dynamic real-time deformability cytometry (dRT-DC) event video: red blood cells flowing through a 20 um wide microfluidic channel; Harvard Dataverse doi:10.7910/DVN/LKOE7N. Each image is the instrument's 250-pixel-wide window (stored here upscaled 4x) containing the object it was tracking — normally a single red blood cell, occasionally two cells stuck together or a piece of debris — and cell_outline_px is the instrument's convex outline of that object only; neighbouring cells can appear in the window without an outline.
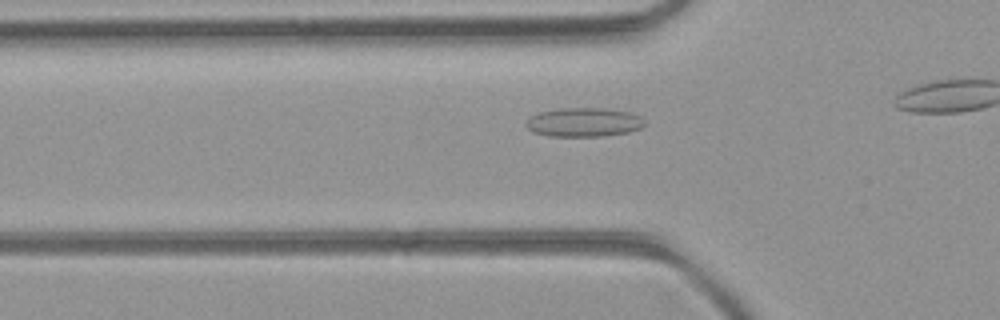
{"species": "common noctule bat (a hibernating species)", "species_latin": "Nyctalus noctula", "temperature_condition": "room temperature", "stored_images_in_passage": 26, "camera_frame_rate_fps": 3000, "um_per_image_px": 0.085, "animal": {"sex": "female", "body_mass_g": 21.9}, "frame": {"image": 1, "passage_image": 4, "time_ms": 1.0, "image_size_px": [1000, 320], "cell_outline_px": [[644, 124], [640, 128], [628, 132], [600, 136], [548, 136], [536, 132], [528, 128], [524, 124], [536, 112], [560, 108], [604, 108], [628, 112], [640, 116], [644, 120]], "centroid_in_image_um": [49.6, 10.38], "position_along_channel_um": 76.2, "area_um2": 19.88}}
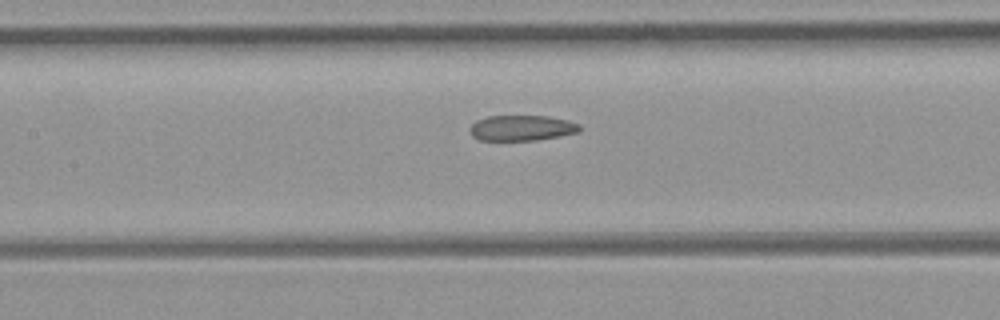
{"frame": {"image": 2, "passage_image": 10, "time_ms": 3.0, "image_size_px": [1000, 320], "cell_outline_px": [[580, 128], [576, 132], [536, 140], [480, 140], [472, 136], [468, 128], [476, 120], [488, 116], [548, 116], [568, 120], [580, 124]], "centroid_in_image_um": [44.29, 10.87], "position_along_channel_um": 163.1, "area_um2": 16.18}}
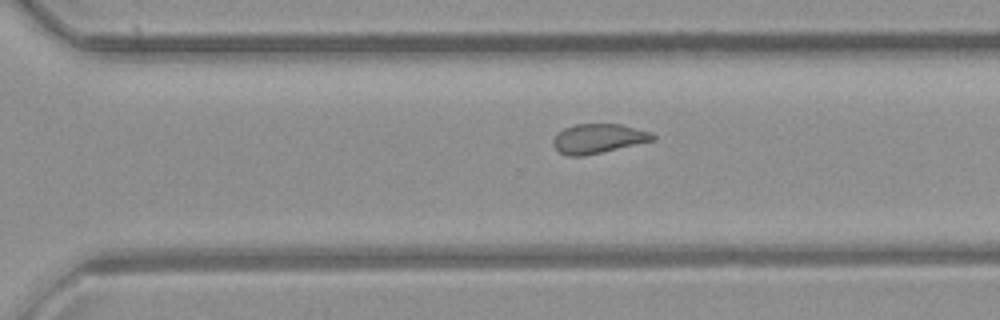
{"frame": {"image": 3, "passage_image": 21, "time_ms": 6.667, "image_size_px": [1000, 320], "cell_outline_px": [[656, 140], [584, 156], [568, 156], [560, 152], [552, 144], [552, 140], [564, 128], [576, 124], [620, 124], [652, 132], [656, 136]], "centroid_in_image_um": [50.89, 11.78], "position_along_channel_um": 319.7, "area_um2": 17.05}}